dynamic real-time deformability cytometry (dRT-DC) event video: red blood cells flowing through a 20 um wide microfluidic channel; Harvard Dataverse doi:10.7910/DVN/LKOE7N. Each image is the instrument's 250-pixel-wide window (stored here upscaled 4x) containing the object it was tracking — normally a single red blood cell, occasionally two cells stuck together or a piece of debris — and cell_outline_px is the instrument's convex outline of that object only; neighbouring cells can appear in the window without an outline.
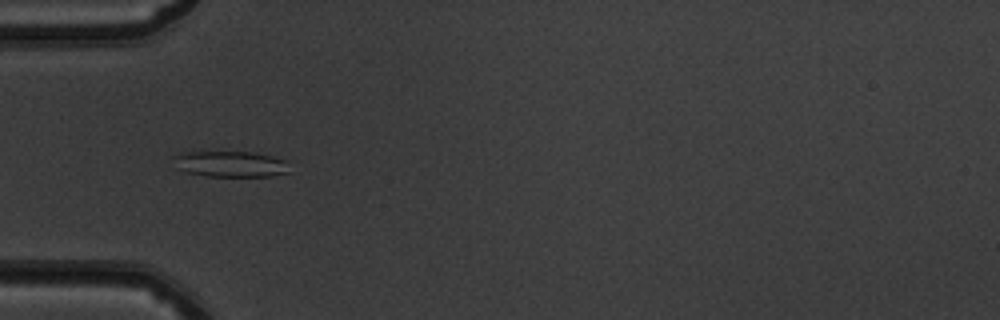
{"species": "common noctule bat (a hibernating species)", "species_latin": "Nyctalus noctula", "temperature_condition": "warm", "stored_images_in_passage": 22, "camera_frame_rate_fps": 3000, "um_per_image_px": 0.085, "animal": {"sex": "male", "body_mass_g": 19.5, "forearm_length_mm": 54.6}, "frame": {"image": 1, "passage_image": 16, "time_ms": 5.0, "image_size_px": [1000, 320], "cell_outline_px": [[288, 172], [272, 176], [208, 176], [188, 172], [176, 168], [172, 156], [180, 152], [192, 148], [256, 152], [288, 160]], "centroid_in_image_um": [19.49, 13.86], "position_along_channel_um": 65.5, "area_um2": 18.73}}
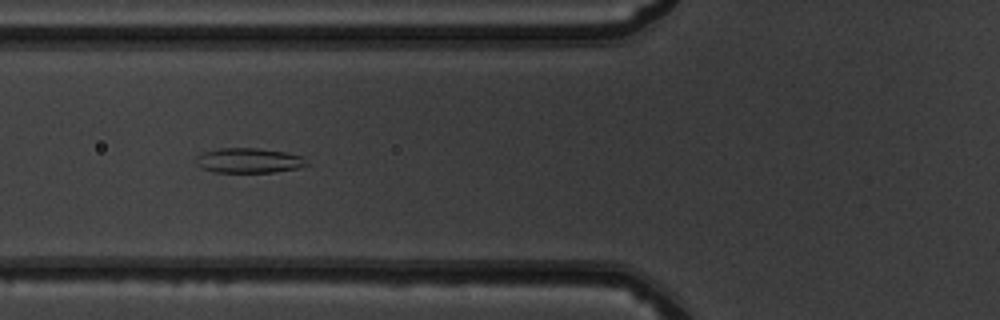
{"frame": {"image": 2, "passage_image": 19, "time_ms": 6.0, "image_size_px": [1000, 320], "cell_outline_px": [[308, 164], [296, 168], [272, 172], [212, 172], [200, 168], [196, 164], [196, 156], [204, 152], [220, 148], [256, 148], [284, 152], [300, 156]], "centroid_in_image_um": [21.06, 13.64], "position_along_channel_um": 104.7, "area_um2": 15.84}}